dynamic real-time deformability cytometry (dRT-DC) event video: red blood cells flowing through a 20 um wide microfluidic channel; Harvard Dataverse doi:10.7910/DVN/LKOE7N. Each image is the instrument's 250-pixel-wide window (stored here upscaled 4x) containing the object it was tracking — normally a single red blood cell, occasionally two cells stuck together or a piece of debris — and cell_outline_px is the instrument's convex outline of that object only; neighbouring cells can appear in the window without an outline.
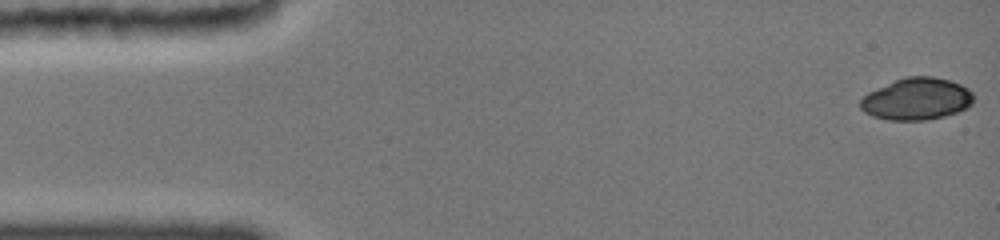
{"species": "common noctule bat (a hibernating species)", "species_latin": "Nyctalus noctula", "temperature_condition": "cold", "stored_images_in_passage": 9, "camera_frame_rate_fps": 3000, "um_per_image_px": 0.085, "animal": {"sex": "female", "body_mass_g": 19.0, "forearm_length_mm": 51.5}, "frame": {"image": 1, "passage_image": 1, "time_ms": 0.0, "image_size_px": [1000, 240], "cell_outline_px": [[972, 104], [968, 108], [944, 116], [924, 120], [888, 120], [872, 116], [864, 112], [860, 108], [860, 100], [868, 92], [896, 80], [908, 76], [932, 76], [948, 80], [960, 84], [968, 88], [972, 92]], "centroid_in_image_um": [77.91, 8.42], "position_along_channel_um": 7.1, "area_um2": 27.57}}
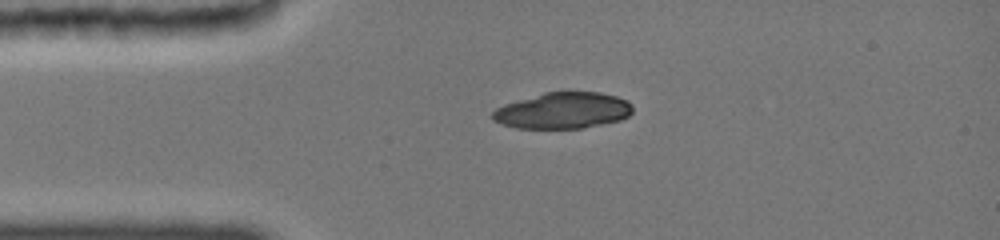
{"frame": {"image": 2, "passage_image": 6, "time_ms": 3.333, "image_size_px": [1000, 240], "cell_outline_px": [[632, 112], [628, 116], [620, 120], [580, 128], [516, 128], [504, 124], [496, 120], [492, 116], [492, 112], [496, 108], [504, 104], [544, 92], [568, 88], [600, 92], [616, 96], [628, 100], [632, 104]], "centroid_in_image_um": [47.89, 9.34], "position_along_channel_um": 37.1, "area_um2": 30.17}}